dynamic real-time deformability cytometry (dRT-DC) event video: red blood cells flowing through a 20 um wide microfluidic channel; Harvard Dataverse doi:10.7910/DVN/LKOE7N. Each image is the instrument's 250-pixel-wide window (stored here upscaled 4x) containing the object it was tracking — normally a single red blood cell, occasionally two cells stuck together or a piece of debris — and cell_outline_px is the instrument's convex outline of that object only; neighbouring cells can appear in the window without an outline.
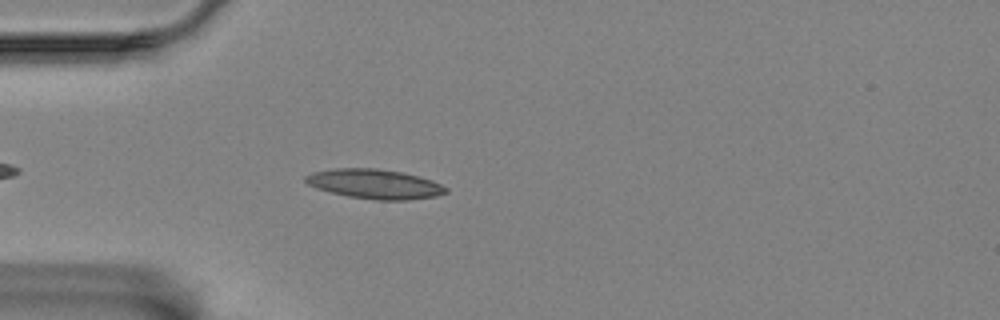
{"species": "Egyptian fruit bat (a non-hibernating species)", "species_latin": "Rousettus aegyptiacus", "temperature_condition": "room temperature", "stored_images_in_passage": 41, "camera_frame_rate_fps": 3000, "um_per_image_px": 0.085, "animal": {"sex": "female"}, "frame": {"image": 1, "passage_image": 3, "time_ms": 0.667, "image_size_px": [1000, 320], "cell_outline_px": [[448, 192], [436, 196], [408, 200], [376, 200], [348, 196], [316, 188], [308, 184], [304, 180], [304, 176], [312, 172], [336, 168], [376, 168], [400, 172], [420, 176], [432, 180], [448, 188]], "centroid_in_image_um": [31.86, 15.64], "position_along_channel_um": 53.1, "area_um2": 24.16}}
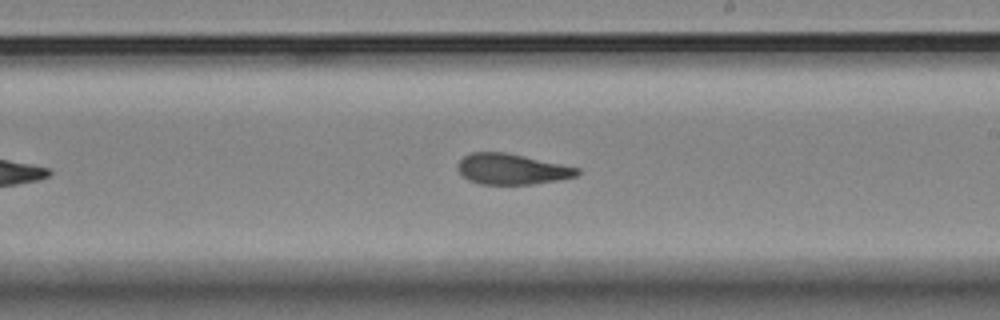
{"frame": {"image": 2, "passage_image": 20, "time_ms": 6.333, "image_size_px": [1000, 320], "cell_outline_px": [[580, 172], [576, 176], [560, 180], [532, 184], [480, 184], [468, 180], [456, 168], [456, 164], [464, 156], [472, 152], [504, 152], [524, 156], [580, 168]], "centroid_in_image_um": [43.49, 14.37], "position_along_channel_um": 245.5, "area_um2": 21.33}}
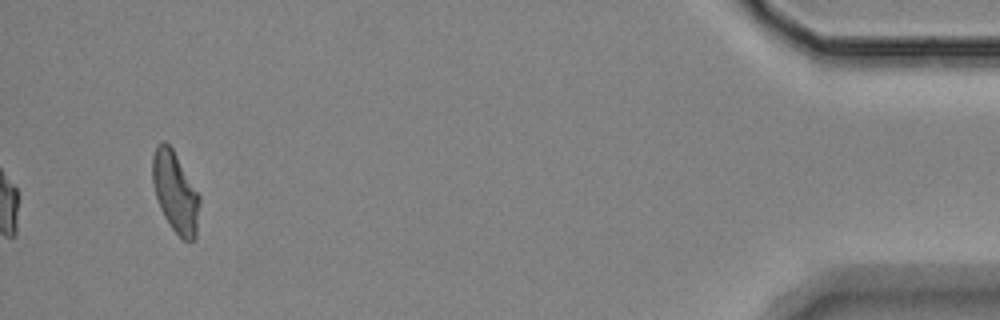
{"frame": {"image": 3, "passage_image": 41, "time_ms": 13.333, "image_size_px": [1000, 320], "cell_outline_px": [[200, 204], [196, 236], [192, 240], [184, 240], [172, 228], [164, 216], [160, 208], [152, 184], [152, 156], [156, 144], [164, 140], [172, 148], [200, 196]], "centroid_in_image_um": [14.88, 16.31], "position_along_channel_um": 420.3, "area_um2": 22.02}, "authors_computed_cell_mechanics": {"area_um2": 22.0796, "velocity_mm_per_s": 3.5292, "shape_relaxation_time_tau1_ms": null, "shape_relaxation_time_tau2_ms": 2.0353, "deformation_change_tau1": null, "deformation_change_tau2": 0.0913}}